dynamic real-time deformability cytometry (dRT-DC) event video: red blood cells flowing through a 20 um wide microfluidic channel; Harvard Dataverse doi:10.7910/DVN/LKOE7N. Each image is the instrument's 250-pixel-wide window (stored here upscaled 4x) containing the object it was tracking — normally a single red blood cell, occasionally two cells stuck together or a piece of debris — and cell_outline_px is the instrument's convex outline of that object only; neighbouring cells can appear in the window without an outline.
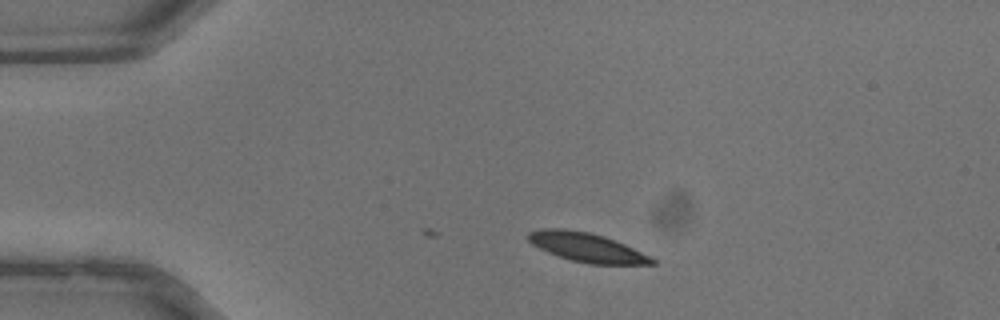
{"species": "common noctule bat (a hibernating species)", "species_latin": "Nyctalus noctula", "temperature_condition": "warm", "stored_images_in_passage": 2, "camera_frame_rate_fps": 3000, "um_per_image_px": 0.085, "animal": {"sex": "male", "body_mass_g": 13.3}, "frame": {"image": 1, "passage_image": 2, "time_ms": 0.333, "image_size_px": [1000, 320], "cell_outline_px": [[656, 264], [588, 264], [572, 260], [548, 252], [532, 244], [528, 240], [528, 232], [540, 228], [564, 228], [588, 232], [604, 236], [624, 244], [656, 260]], "centroid_in_image_um": [49.84, 21.01], "position_along_channel_um": 35.2, "area_um2": 20.69}}